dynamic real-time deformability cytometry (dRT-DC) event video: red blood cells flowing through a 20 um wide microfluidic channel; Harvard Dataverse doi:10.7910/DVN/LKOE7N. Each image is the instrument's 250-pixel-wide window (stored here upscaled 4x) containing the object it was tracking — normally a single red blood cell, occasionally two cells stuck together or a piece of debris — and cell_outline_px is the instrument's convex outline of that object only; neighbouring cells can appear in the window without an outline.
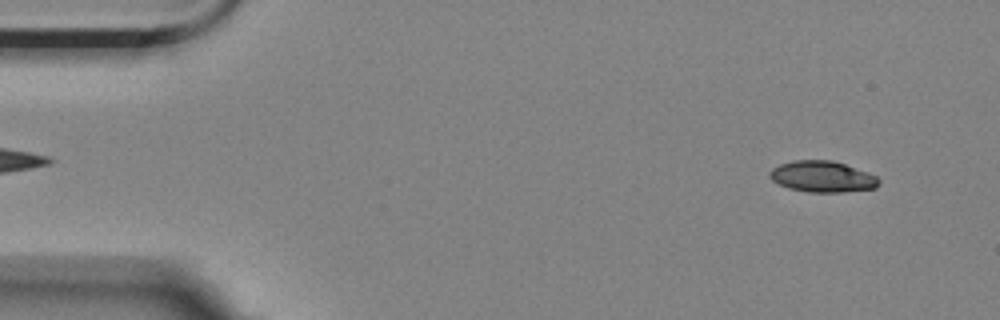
{"species": "Egyptian fruit bat (a non-hibernating species)", "species_latin": "Rousettus aegyptiacus", "temperature_condition": "room temperature", "stored_images_in_passage": 56, "camera_frame_rate_fps": 3000, "um_per_image_px": 0.085, "animal": {"sex": "female"}, "frame": {"image": 1, "passage_image": 4, "time_ms": 1.0, "image_size_px": [1000, 320], "cell_outline_px": [[880, 184], [876, 188], [840, 192], [808, 192], [788, 188], [772, 180], [768, 176], [768, 172], [772, 168], [780, 164], [792, 160], [832, 160], [868, 172], [876, 176], [880, 180]], "centroid_in_image_um": [69.89, 15.01], "position_along_channel_um": 15.1, "area_um2": 19.88}}
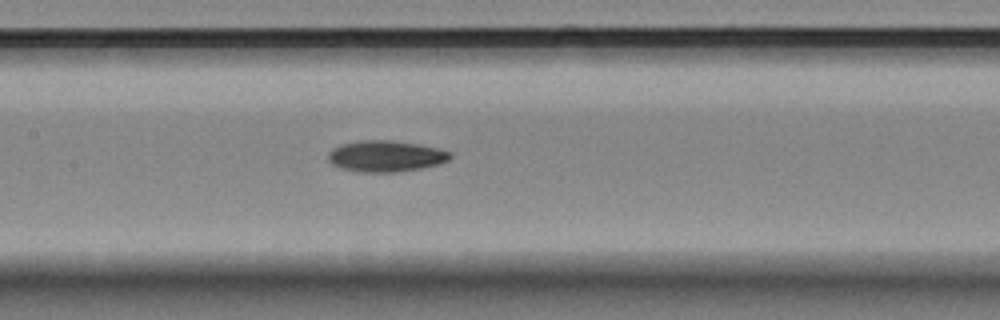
{"frame": {"image": 2, "passage_image": 26, "time_ms": 8.333, "image_size_px": [1000, 320], "cell_outline_px": [[452, 156], [448, 160], [436, 164], [420, 168], [400, 172], [360, 172], [340, 168], [332, 164], [328, 160], [328, 152], [332, 148], [340, 144], [360, 140], [392, 140], [440, 148], [452, 152]], "centroid_in_image_um": [32.76, 13.27], "position_along_channel_um": 174.6, "area_um2": 22.31}}
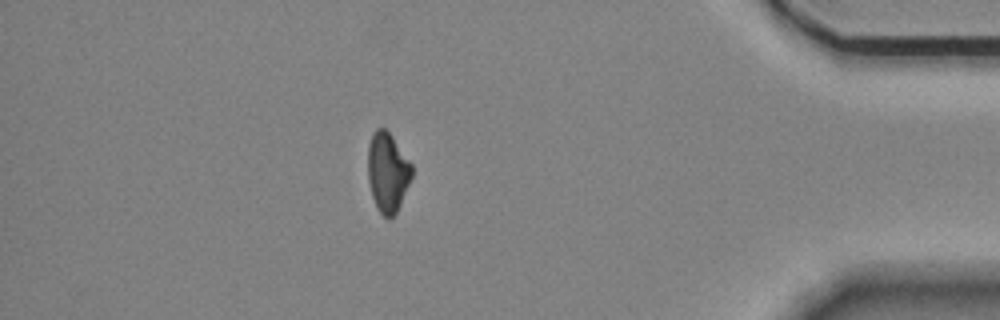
{"frame": {"image": 3, "passage_image": 49, "time_ms": 16.0, "image_size_px": [1000, 320], "cell_outline_px": [[412, 176], [400, 204], [396, 212], [388, 220], [376, 208], [372, 196], [368, 180], [368, 144], [372, 132], [376, 128], [384, 128], [392, 136], [412, 164]], "centroid_in_image_um": [32.93, 14.63], "position_along_channel_um": 402.3, "area_um2": 20.35}, "authors_computed_cell_mechanics": {"area_um2": 21.1548, "velocity_mm_per_s": 3.5116, "shape_relaxation_time_tau1_ms": 9.1372, "shape_relaxation_time_tau2_ms": null, "deformation_change_tau1": 0.1721, "deformation_change_tau2": null}}